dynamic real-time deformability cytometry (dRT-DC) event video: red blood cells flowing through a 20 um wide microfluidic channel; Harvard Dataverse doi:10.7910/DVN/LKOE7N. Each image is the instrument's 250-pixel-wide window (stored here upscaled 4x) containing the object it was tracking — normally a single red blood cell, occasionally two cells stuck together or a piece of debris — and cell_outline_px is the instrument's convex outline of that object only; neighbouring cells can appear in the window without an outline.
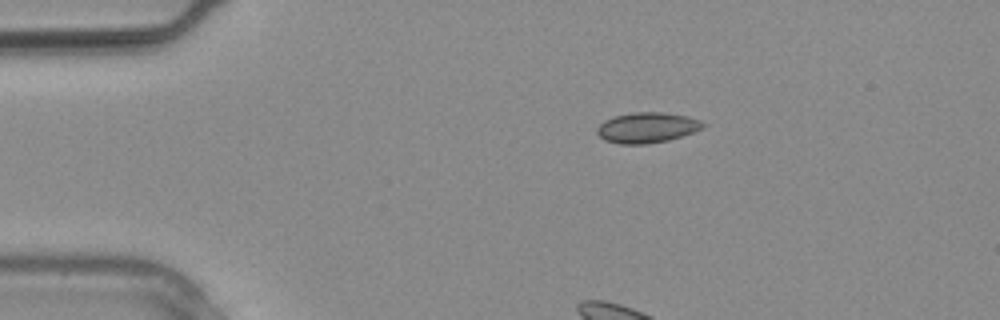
{"species": "common noctule bat (a hibernating species)", "species_latin": "Nyctalus noctula", "temperature_condition": "warm", "stored_images_in_passage": 2, "camera_frame_rate_fps": 3000, "um_per_image_px": 0.085, "animal": {"sex": "male", "body_mass_g": 20.4}, "frame": {"image": 1, "passage_image": 1, "time_ms": 0.0, "image_size_px": [1000, 320], "cell_outline_px": [[704, 128], [668, 140], [644, 144], [620, 144], [604, 140], [596, 132], [596, 128], [604, 120], [616, 116], [632, 112], [664, 112], [688, 116], [700, 120], [704, 124]], "centroid_in_image_um": [54.98, 10.84], "position_along_channel_um": 30.0, "area_um2": 18.73}}